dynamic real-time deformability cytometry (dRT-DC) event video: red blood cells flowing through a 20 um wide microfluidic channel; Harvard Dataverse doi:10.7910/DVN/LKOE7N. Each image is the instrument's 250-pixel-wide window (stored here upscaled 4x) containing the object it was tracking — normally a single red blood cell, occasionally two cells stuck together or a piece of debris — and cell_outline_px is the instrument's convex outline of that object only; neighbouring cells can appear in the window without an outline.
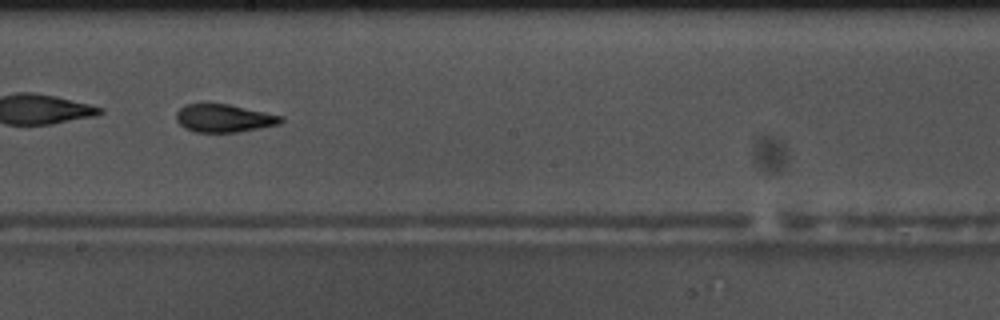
{"species": "common noctule bat (a hibernating species)", "species_latin": "Nyctalus noctula", "temperature_condition": "warm", "stored_images_in_passage": 54, "camera_frame_rate_fps": 3000, "um_per_image_px": 0.085, "animal": {"sex": "male", "body_mass_g": 17.5, "forearm_length_mm": 52.3}, "frame": {"image": 1, "passage_image": 31, "time_ms": 10.0, "image_size_px": [1000, 320], "cell_outline_px": [[284, 120], [280, 124], [240, 132], [196, 132], [184, 128], [176, 120], [176, 112], [184, 104], [228, 104], [284, 116]], "centroid_in_image_um": [19.05, 10.05], "position_along_channel_um": 229.2, "area_um2": 17.11}, "authors_computed_cell_mechanics": {"area_um2": 17.1666, "velocity_mm_per_s": 3.6747, "shape_relaxation_time_tau1_ms": 3.6924, "shape_relaxation_time_tau2_ms": 1.5899, "deformation_change_tau1": 0.1813, "deformation_change_tau2": 0.1004}}